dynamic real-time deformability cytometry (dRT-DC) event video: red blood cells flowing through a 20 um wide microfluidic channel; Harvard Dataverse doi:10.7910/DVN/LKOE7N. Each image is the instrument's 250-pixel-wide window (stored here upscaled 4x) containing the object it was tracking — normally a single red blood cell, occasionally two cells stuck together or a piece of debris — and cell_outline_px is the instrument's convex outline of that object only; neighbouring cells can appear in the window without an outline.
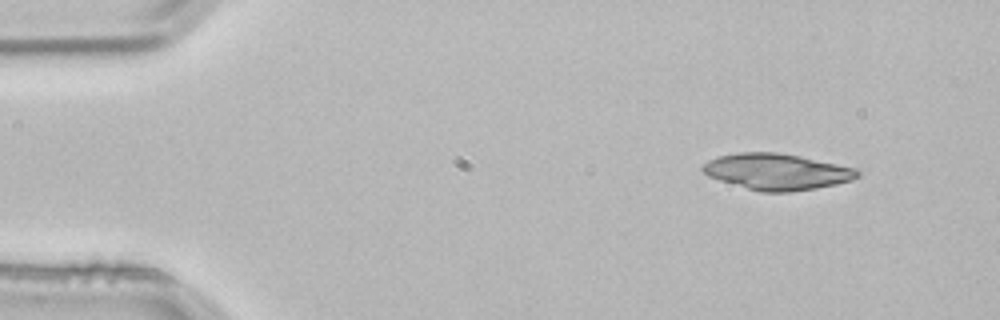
{"species": "common noctule bat (a hibernating species)", "species_latin": "Nyctalus noctula", "temperature_condition": "room temperature", "stored_images_in_passage": 3, "camera_frame_rate_fps": 3000, "um_per_image_px": 0.085, "animal": {"sex": "male", "body_mass_g": 21.5, "forearm_length_mm": 52.0}, "frame": {"image": 1, "passage_image": 1, "time_ms": 0.0, "image_size_px": [1000, 320], "cell_outline_px": [[864, 172], [860, 176], [852, 180], [836, 184], [816, 188], [788, 192], [760, 192], [720, 180], [708, 176], [700, 168], [708, 160], [720, 156], [740, 152], [776, 152], [800, 156], [856, 168]], "centroid_in_image_um": [66.07, 14.59], "position_along_channel_um": 18.9, "area_um2": 32.6}}